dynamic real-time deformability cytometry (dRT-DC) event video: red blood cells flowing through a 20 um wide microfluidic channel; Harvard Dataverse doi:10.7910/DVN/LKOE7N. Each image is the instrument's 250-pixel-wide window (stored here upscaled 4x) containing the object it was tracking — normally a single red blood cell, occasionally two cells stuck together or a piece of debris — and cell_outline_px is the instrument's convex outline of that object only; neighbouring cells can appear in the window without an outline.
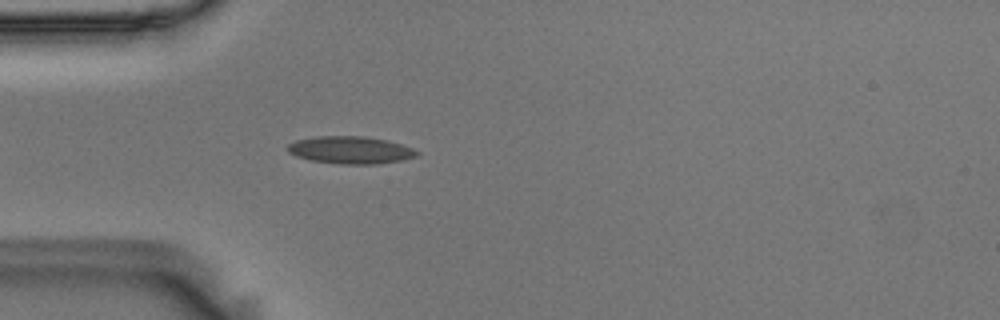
{"species": "Egyptian fruit bat (a non-hibernating species)", "species_latin": "Rousettus aegyptiacus", "temperature_condition": "room temperature", "stored_images_in_passage": 30, "camera_frame_rate_fps": 3000, "um_per_image_px": 0.085, "animal": {"sex": "male"}, "frame": {"image": 1, "passage_image": 6, "time_ms": 1.667, "image_size_px": [1000, 320], "cell_outline_px": [[420, 152], [416, 156], [400, 160], [376, 164], [344, 164], [312, 160], [296, 156], [288, 152], [288, 144], [296, 140], [316, 136], [364, 136], [388, 140], [412, 148]], "centroid_in_image_um": [29.78, 12.74], "position_along_channel_um": 55.2, "area_um2": 20.46}}
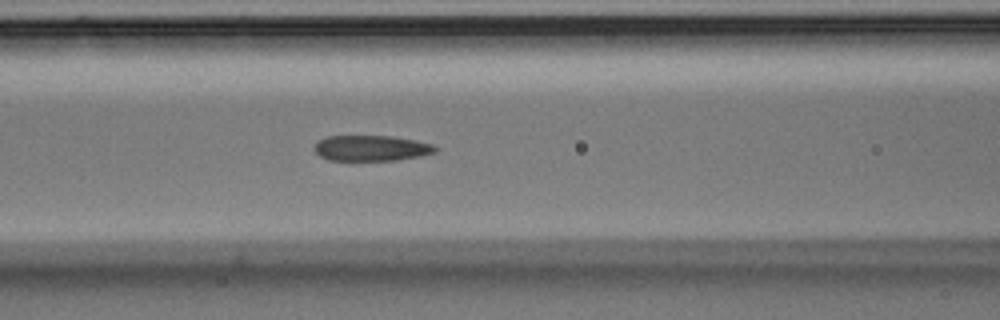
{"frame": {"image": 2, "passage_image": 13, "time_ms": 4.0, "image_size_px": [1000, 320], "cell_outline_px": [[436, 152], [420, 156], [396, 160], [328, 160], [320, 156], [316, 152], [316, 144], [320, 140], [328, 136], [392, 136], [416, 140], [432, 144], [436, 148]], "centroid_in_image_um": [31.59, 12.59], "position_along_channel_um": 135.0, "area_um2": 17.86}}
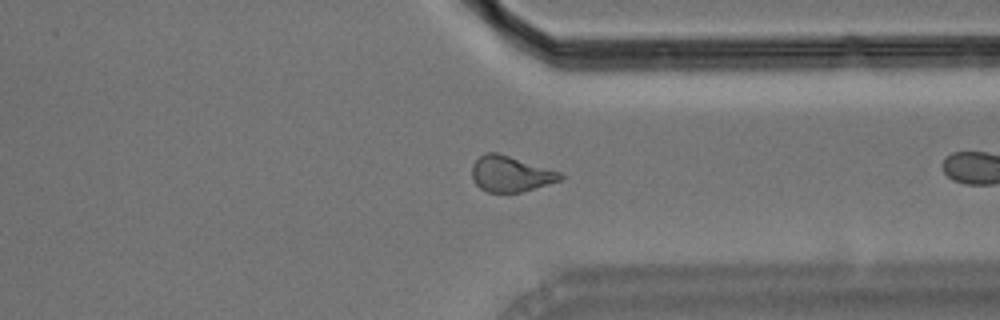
{"frame": {"image": 3, "passage_image": 29, "time_ms": 9.333, "image_size_px": [1000, 320], "cell_outline_px": [[564, 176], [560, 180], [520, 192], [488, 192], [480, 188], [476, 184], [472, 176], [472, 164], [484, 152], [496, 152], [560, 172]], "centroid_in_image_um": [43.36, 14.77], "position_along_channel_um": 368.0, "area_um2": 18.03}}